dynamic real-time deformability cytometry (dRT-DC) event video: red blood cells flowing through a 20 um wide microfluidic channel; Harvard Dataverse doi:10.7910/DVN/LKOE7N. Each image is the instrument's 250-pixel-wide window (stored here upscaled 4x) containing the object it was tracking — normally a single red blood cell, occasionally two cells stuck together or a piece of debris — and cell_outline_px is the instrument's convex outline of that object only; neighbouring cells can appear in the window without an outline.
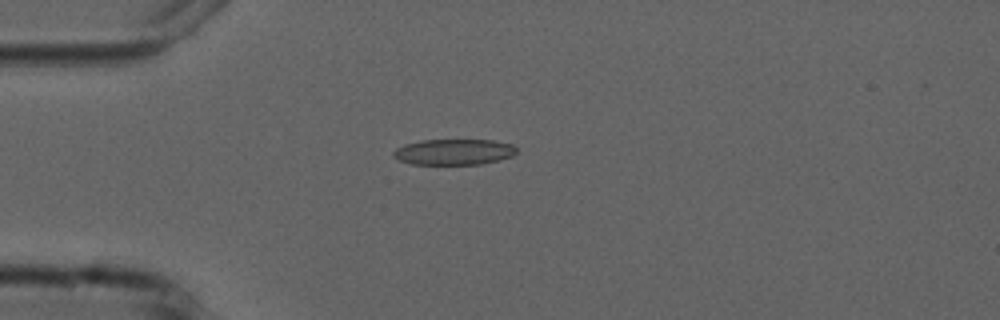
{"species": "common noctule bat (a hibernating species)", "species_latin": "Nyctalus noctula", "temperature_condition": "cold", "stored_images_in_passage": 5, "camera_frame_rate_fps": 3000, "um_per_image_px": 0.085, "animal": {"sex": "male", "forearm_length_mm": 52.5}, "frame": {"image": 1, "passage_image": 5, "time_ms": 4.333, "image_size_px": [1000, 320], "cell_outline_px": [[516, 152], [512, 156], [500, 160], [480, 164], [412, 164], [400, 160], [392, 156], [392, 152], [396, 148], [404, 144], [420, 140], [492, 140], [512, 144], [516, 148]], "centroid_in_image_um": [38.56, 12.91], "position_along_channel_um": 46.4, "area_um2": 18.55}}